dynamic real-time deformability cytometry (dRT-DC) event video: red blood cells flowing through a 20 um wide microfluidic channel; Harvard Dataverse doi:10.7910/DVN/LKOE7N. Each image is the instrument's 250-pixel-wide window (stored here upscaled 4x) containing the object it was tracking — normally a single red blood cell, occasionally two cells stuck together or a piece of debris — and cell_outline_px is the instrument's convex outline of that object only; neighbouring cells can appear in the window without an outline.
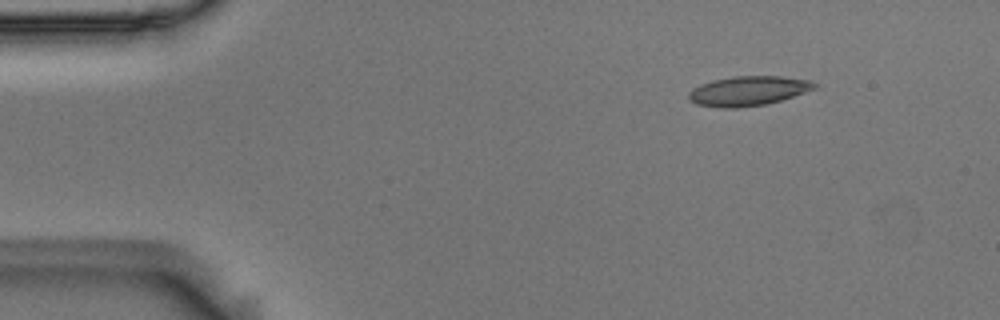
{"species": "Egyptian fruit bat (a non-hibernating species)", "species_latin": "Rousettus aegyptiacus", "temperature_condition": "room temperature", "stored_images_in_passage": 4, "camera_frame_rate_fps": 3000, "um_per_image_px": 0.085, "animal": {"sex": "male"}, "frame": {"image": 1, "passage_image": 2, "time_ms": 0.333, "image_size_px": [1000, 320], "cell_outline_px": [[816, 88], [780, 100], [764, 104], [736, 108], [720, 108], [696, 104], [688, 100], [688, 92], [692, 88], [700, 84], [712, 80], [732, 76], [780, 76], [812, 80], [816, 84]], "centroid_in_image_um": [63.54, 7.72], "position_along_channel_um": 21.5, "area_um2": 21.73}}